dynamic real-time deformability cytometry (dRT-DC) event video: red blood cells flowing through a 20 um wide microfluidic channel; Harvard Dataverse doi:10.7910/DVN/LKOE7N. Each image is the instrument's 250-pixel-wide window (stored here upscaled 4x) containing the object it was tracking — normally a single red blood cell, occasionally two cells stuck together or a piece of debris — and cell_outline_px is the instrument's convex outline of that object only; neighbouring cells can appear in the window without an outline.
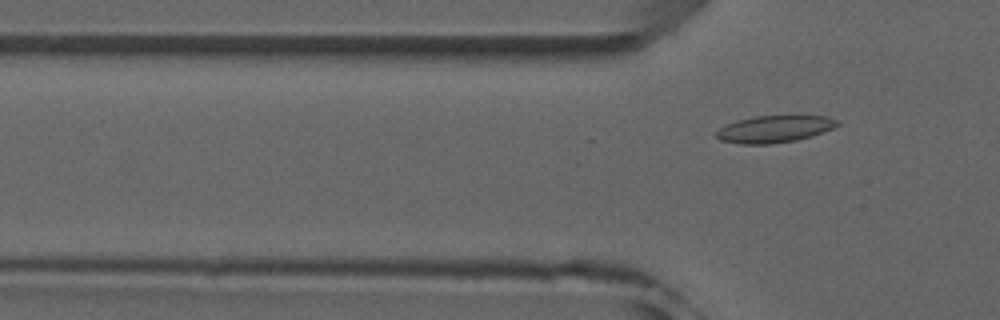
{"species": "common noctule bat (a hibernating species)", "species_latin": "Nyctalus noctula", "temperature_condition": "room temperature", "stored_images_in_passage": 6, "camera_frame_rate_fps": 3000, "um_per_image_px": 0.085, "animal": {"sex": "male", "forearm_length_mm": 52.5}, "frame": {"image": 1, "passage_image": 6, "time_ms": 5.667, "image_size_px": [1000, 320], "cell_outline_px": [[840, 124], [832, 128], [812, 136], [796, 140], [772, 144], [740, 144], [720, 140], [716, 136], [716, 132], [724, 124], [736, 120], [756, 116], [792, 112], [828, 116], [840, 120]], "centroid_in_image_um": [65.9, 10.9], "position_along_channel_um": 59.9, "area_um2": 20.17}}